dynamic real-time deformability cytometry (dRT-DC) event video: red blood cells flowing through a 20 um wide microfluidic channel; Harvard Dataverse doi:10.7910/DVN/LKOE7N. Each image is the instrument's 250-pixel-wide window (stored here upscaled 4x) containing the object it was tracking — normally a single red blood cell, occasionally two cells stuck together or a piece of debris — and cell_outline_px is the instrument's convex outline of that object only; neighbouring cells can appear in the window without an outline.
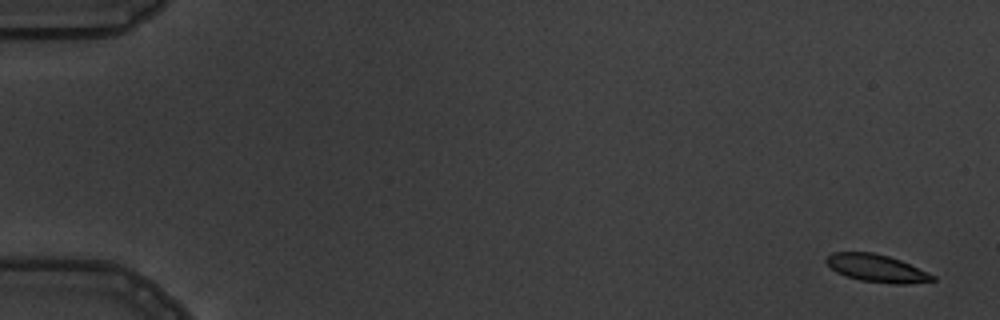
{"species": "common noctule bat (a hibernating species)", "species_latin": "Nyctalus noctula", "temperature_condition": "warm", "stored_images_in_passage": 11, "camera_frame_rate_fps": 3000, "um_per_image_px": 0.085, "animal": {"sex": "male", "body_mass_g": 19.5, "forearm_length_mm": 54.6}, "frame": {"image": 1, "passage_image": 1, "time_ms": 0.0, "image_size_px": [1000, 320], "cell_outline_px": [[936, 280], [904, 284], [892, 284], [860, 280], [836, 272], [824, 260], [832, 252], [872, 252], [888, 256], [900, 260], [936, 276]], "centroid_in_image_um": [74.51, 22.8], "position_along_channel_um": 10.5, "area_um2": 16.88}}
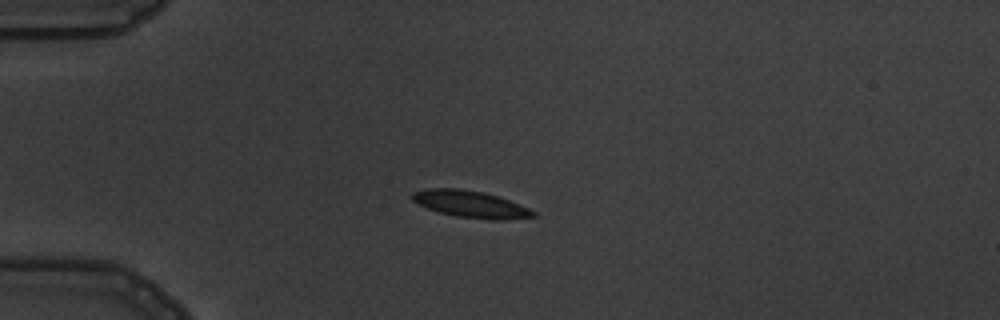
{"frame": {"image": 2, "passage_image": 4, "time_ms": 4.333, "image_size_px": [1000, 320], "cell_outline_px": [[536, 216], [504, 220], [492, 220], [456, 216], [440, 212], [428, 208], [412, 200], [412, 192], [424, 188], [460, 188], [484, 192], [508, 200], [528, 208], [536, 212]], "centroid_in_image_um": [39.99, 17.34], "position_along_channel_um": 45.0, "area_um2": 18.79}}
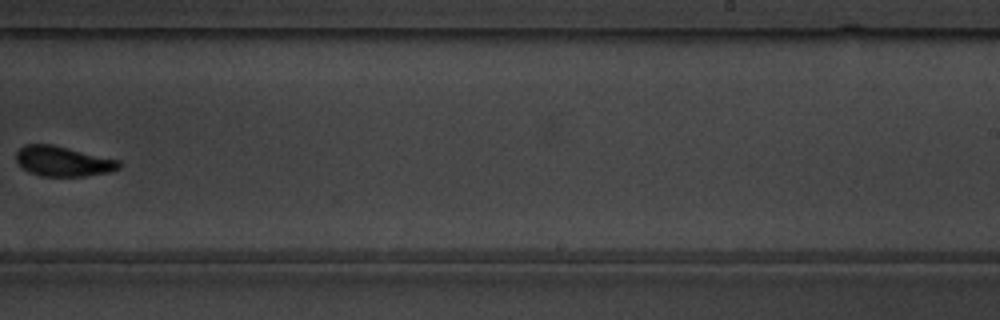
{"frame": {"image": 3, "passage_image": 10, "time_ms": 11.333, "image_size_px": [1000, 320], "cell_outline_px": [[120, 168], [112, 172], [84, 176], [40, 176], [28, 172], [16, 160], [16, 152], [24, 144], [52, 144], [120, 160]], "centroid_in_image_um": [5.37, 13.71], "position_along_channel_um": 283.6, "area_um2": 18.09}}